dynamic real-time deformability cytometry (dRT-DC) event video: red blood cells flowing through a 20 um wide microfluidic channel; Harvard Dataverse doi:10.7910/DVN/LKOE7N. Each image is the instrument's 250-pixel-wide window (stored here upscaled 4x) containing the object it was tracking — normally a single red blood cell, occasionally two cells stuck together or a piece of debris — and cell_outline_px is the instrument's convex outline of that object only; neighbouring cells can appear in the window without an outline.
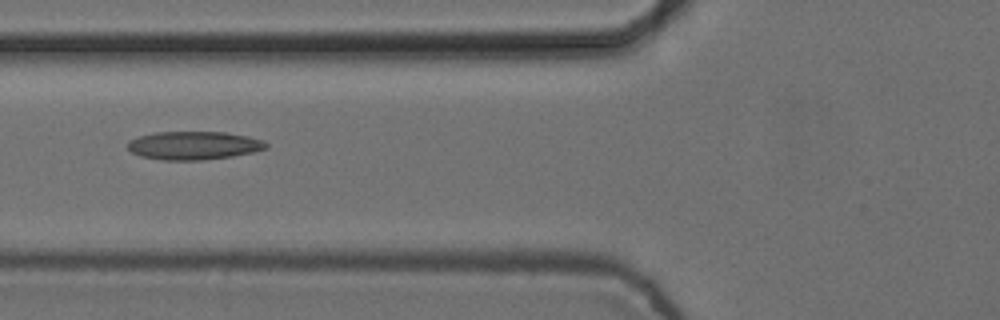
{"species": "common noctule bat (a hibernating species)", "species_latin": "Nyctalus noctula", "temperature_condition": "cold", "stored_images_in_passage": 8, "camera_frame_rate_fps": 3000, "um_per_image_px": 0.085, "animal": {"sex": "female", "body_mass_g": 24.6, "forearm_length_mm": 56.2}, "frame": {"image": 1, "passage_image": 5, "time_ms": 1.333, "image_size_px": [1000, 320], "cell_outline_px": [[268, 148], [252, 152], [232, 156], [204, 160], [160, 160], [140, 156], [132, 152], [128, 148], [128, 140], [140, 136], [156, 132], [228, 132], [248, 136], [264, 140], [268, 144]], "centroid_in_image_um": [16.49, 12.36], "position_along_channel_um": 109.3, "area_um2": 22.95}}
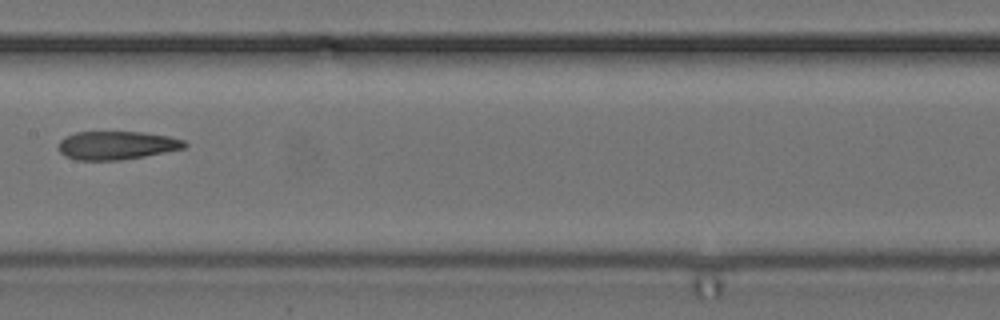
{"frame": {"image": 2, "passage_image": 7, "time_ms": 2.0, "image_size_px": [1000, 320], "cell_outline_px": [[188, 144], [184, 148], [144, 156], [120, 160], [76, 160], [64, 156], [60, 152], [60, 140], [64, 136], [76, 132], [144, 132], [168, 136], [184, 140]], "centroid_in_image_um": [9.9, 12.35], "position_along_channel_um": 197.5, "area_um2": 20.81}}
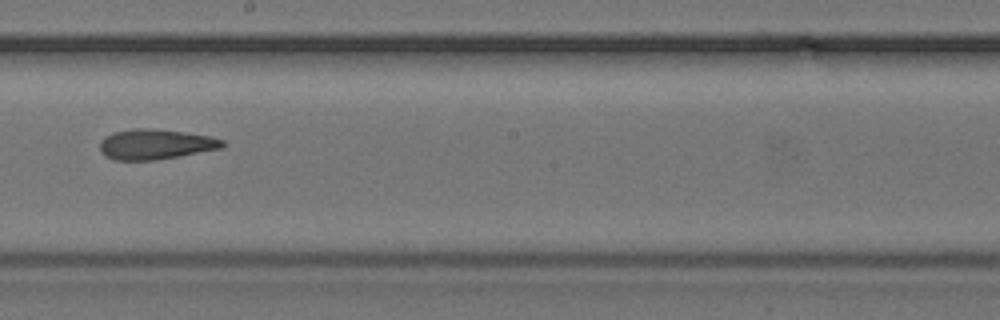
{"frame": {"image": 3, "passage_image": 8, "time_ms": 2.333, "image_size_px": [1000, 320], "cell_outline_px": [[224, 144], [220, 148], [180, 156], [156, 160], [112, 160], [104, 156], [100, 152], [100, 140], [104, 136], [116, 132], [132, 128], [152, 128], [184, 132], [208, 136], [224, 140]], "centroid_in_image_um": [13.15, 12.27], "position_along_channel_um": 235.0, "area_um2": 21.62}}